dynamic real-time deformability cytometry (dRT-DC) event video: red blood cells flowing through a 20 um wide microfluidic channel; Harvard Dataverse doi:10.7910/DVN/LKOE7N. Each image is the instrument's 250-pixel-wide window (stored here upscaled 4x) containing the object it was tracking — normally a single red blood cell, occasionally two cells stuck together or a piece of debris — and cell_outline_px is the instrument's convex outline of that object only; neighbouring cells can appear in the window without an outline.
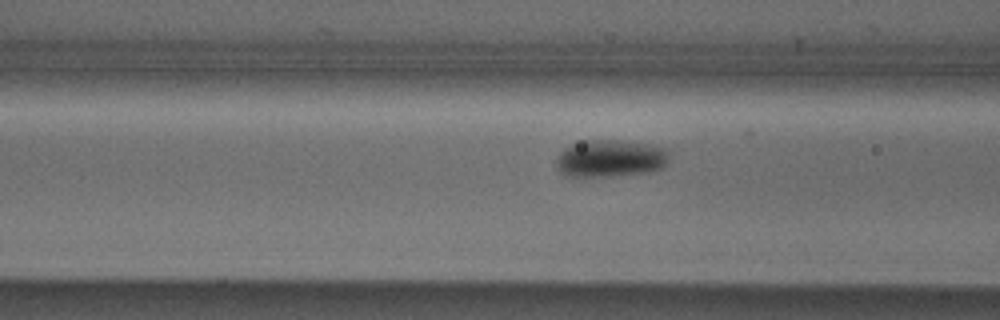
{"species": "Egyptian fruit bat (a non-hibernating species)", "species_latin": "Rousettus aegyptiacus", "temperature_condition": "cold", "stored_images_in_passage": 36, "camera_frame_rate_fps": 3000, "um_per_image_px": 0.085, "animal": {"sex": "male"}, "frame": {"image": 1, "passage_image": 4, "time_ms": 1.0, "image_size_px": [1000, 320], "cell_outline_px": [[668, 160], [664, 168], [652, 172], [612, 176], [568, 176], [560, 172], [556, 164], [556, 160], [560, 152], [564, 148], [572, 144], [584, 140], [620, 140], [648, 144], [664, 148], [668, 152]], "centroid_in_image_um": [51.89, 13.47], "position_along_channel_um": 114.7, "area_um2": 24.68}}
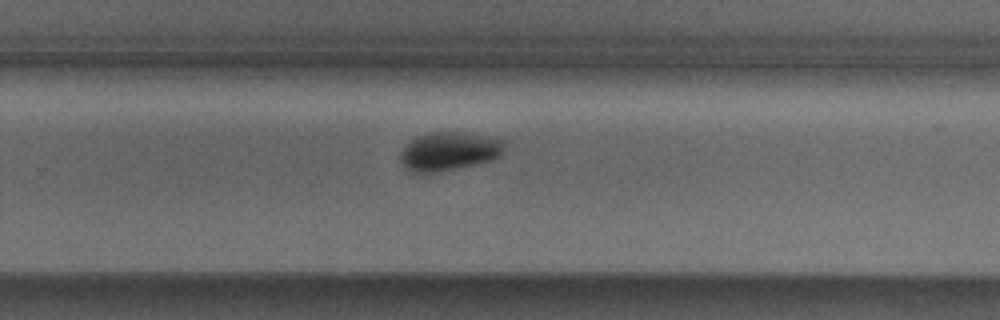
{"frame": {"image": 2, "passage_image": 18, "time_ms": 5.667, "image_size_px": [1000, 320], "cell_outline_px": [[504, 152], [500, 156], [492, 160], [460, 168], [436, 172], [408, 172], [404, 168], [400, 160], [400, 152], [416, 136], [432, 132], [456, 132], [488, 136], [504, 140]], "centroid_in_image_um": [38.17, 12.87], "position_along_channel_um": 291.6, "area_um2": 23.47}}
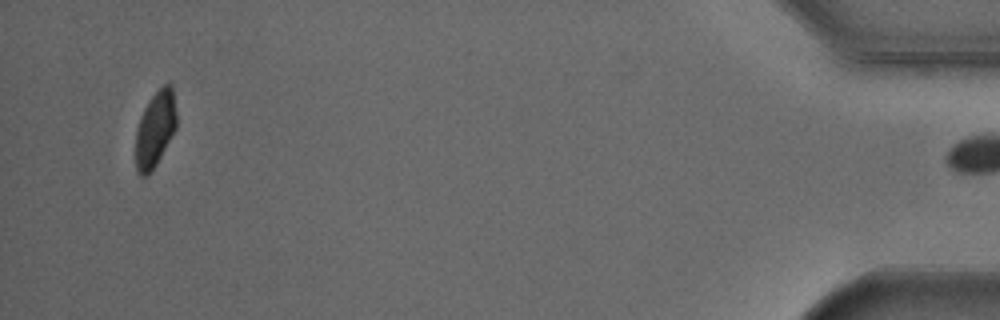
{"frame": {"image": 3, "passage_image": 35, "time_ms": 11.333, "image_size_px": [1000, 320], "cell_outline_px": [[176, 128], [156, 164], [148, 176], [140, 176], [136, 168], [136, 128], [140, 116], [148, 100], [168, 80], [172, 84], [176, 112]], "centroid_in_image_um": [13.19, 10.94], "position_along_channel_um": 422.0, "area_um2": 18.09}}